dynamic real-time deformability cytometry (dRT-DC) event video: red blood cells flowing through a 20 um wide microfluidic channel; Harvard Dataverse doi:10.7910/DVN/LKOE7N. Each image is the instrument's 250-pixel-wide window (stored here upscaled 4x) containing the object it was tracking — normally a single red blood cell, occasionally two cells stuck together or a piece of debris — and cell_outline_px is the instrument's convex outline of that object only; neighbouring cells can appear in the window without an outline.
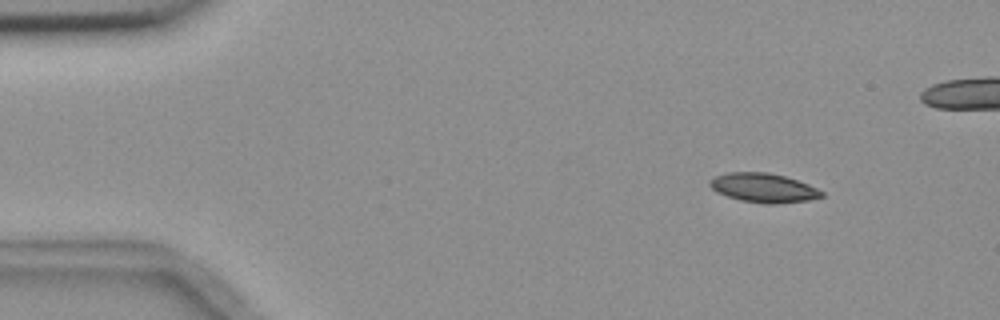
{"species": "common noctule bat (a hibernating species)", "species_latin": "Nyctalus noctula", "temperature_condition": "room temperature", "stored_images_in_passage": 5, "camera_frame_rate_fps": 3000, "um_per_image_px": 0.085, "animal": {"sex": "female", "body_mass_g": 18.4}, "frame": {"image": 1, "passage_image": 1, "time_ms": 0.0, "image_size_px": [1000, 320], "cell_outline_px": [[824, 196], [808, 200], [772, 204], [768, 204], [740, 200], [716, 192], [708, 184], [708, 180], [716, 176], [728, 172], [768, 172], [784, 176], [808, 184], [824, 192]], "centroid_in_image_um": [64.87, 15.96], "position_along_channel_um": 20.1, "area_um2": 18.9}}